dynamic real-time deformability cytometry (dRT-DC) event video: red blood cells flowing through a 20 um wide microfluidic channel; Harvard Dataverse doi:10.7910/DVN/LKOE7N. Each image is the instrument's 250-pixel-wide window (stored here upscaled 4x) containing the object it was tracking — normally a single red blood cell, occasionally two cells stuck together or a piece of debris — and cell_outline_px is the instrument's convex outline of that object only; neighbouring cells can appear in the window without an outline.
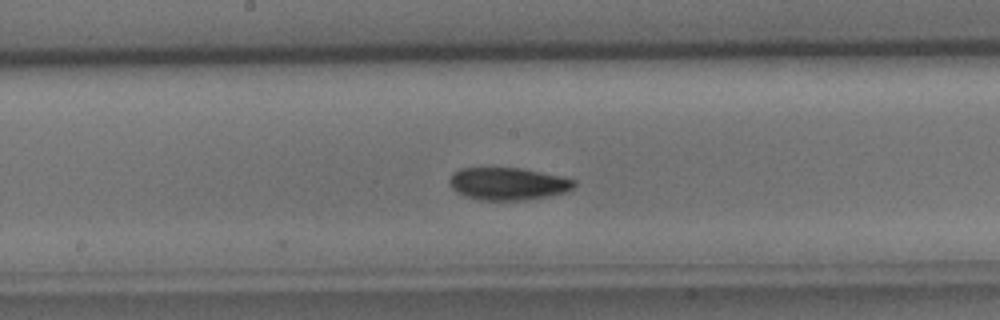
{"species": "common noctule bat (a hibernating species)", "species_latin": "Nyctalus noctula", "temperature_condition": "cold", "stored_images_in_passage": 11, "camera_frame_rate_fps": 3000, "um_per_image_px": 0.085, "animal": {"sex": "male", "body_mass_g": 15.6}, "frame": {"image": 1, "passage_image": 11, "time_ms": 3.333, "image_size_px": [1000, 320], "cell_outline_px": [[576, 184], [568, 192], [548, 196], [520, 200], [480, 200], [464, 196], [452, 188], [448, 184], [448, 180], [452, 172], [460, 168], [524, 168], [560, 176], [576, 180]], "centroid_in_image_um": [43.15, 15.61], "position_along_channel_um": 205.0, "area_um2": 23.76}}